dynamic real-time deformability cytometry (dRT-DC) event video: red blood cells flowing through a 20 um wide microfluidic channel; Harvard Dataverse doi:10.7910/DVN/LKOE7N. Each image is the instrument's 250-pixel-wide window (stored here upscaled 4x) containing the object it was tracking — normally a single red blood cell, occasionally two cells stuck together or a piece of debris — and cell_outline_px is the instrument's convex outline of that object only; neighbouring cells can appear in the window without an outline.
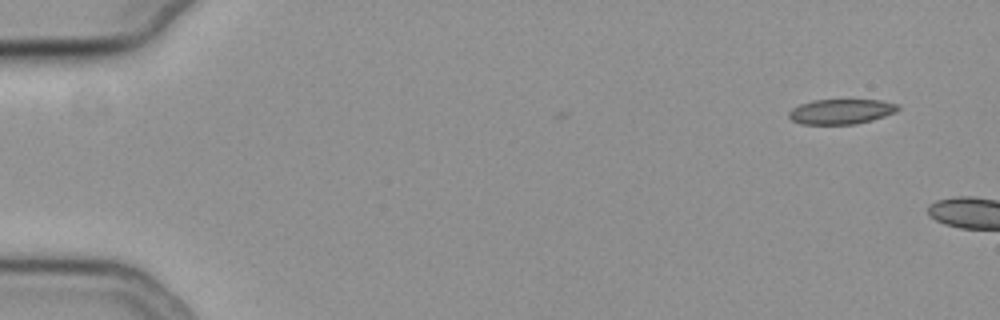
{"species": "common noctule bat (a hibernating species)", "species_latin": "Nyctalus noctula", "temperature_condition": "cold", "stored_images_in_passage": 5, "camera_frame_rate_fps": 3000, "um_per_image_px": 0.085, "animal": {"sex": "female", "body_mass_g": 19.3, "forearm_length_mm": 54.1}, "frame": {"image": 1, "passage_image": 5, "time_ms": 1.333, "image_size_px": [1000, 320], "cell_outline_px": [[900, 108], [896, 112], [872, 120], [856, 124], [800, 124], [792, 120], [788, 116], [788, 112], [792, 108], [800, 104], [816, 100], [880, 100], [900, 104]], "centroid_in_image_um": [71.51, 9.48], "position_along_channel_um": 13.5, "area_um2": 15.95}}